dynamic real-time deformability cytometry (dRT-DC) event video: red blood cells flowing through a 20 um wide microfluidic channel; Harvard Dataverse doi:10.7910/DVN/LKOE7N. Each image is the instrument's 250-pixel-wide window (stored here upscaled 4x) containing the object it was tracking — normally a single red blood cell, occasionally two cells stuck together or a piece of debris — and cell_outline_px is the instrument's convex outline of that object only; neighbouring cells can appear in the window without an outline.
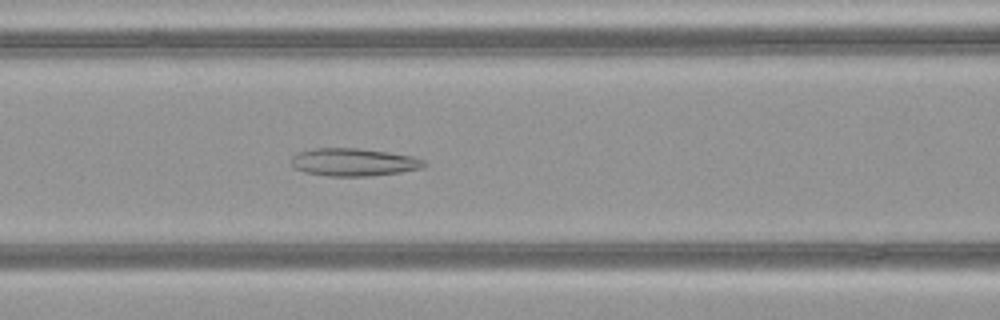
{"species": "common noctule bat (a hibernating species)", "species_latin": "Nyctalus noctula", "temperature_condition": "warm", "stored_images_in_passage": 50, "camera_frame_rate_fps": 3000, "um_per_image_px": 0.085, "animal": {"sex": "female", "body_mass_g": 21.9}, "frame": {"image": 1, "passage_image": 21, "time_ms": 6.667, "image_size_px": [1000, 320], "cell_outline_px": [[428, 164], [424, 168], [400, 172], [372, 176], [328, 176], [304, 172], [296, 168], [292, 164], [292, 156], [296, 152], [312, 148], [360, 148], [388, 152], [412, 156], [424, 160]], "centroid_in_image_um": [30.08, 13.78], "position_along_channel_um": 136.5, "area_um2": 21.68}}
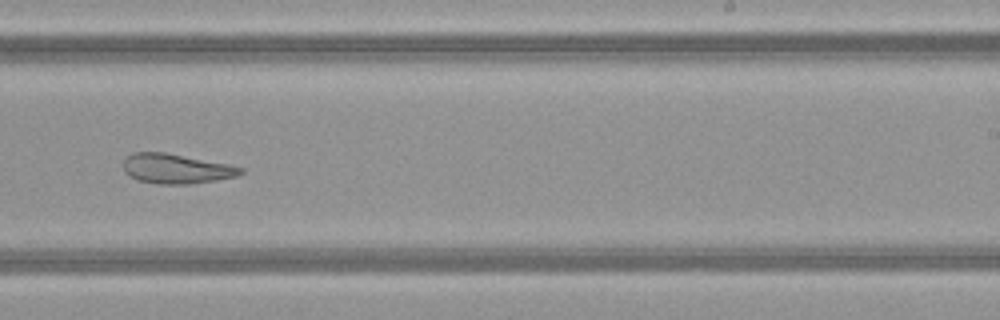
{"frame": {"image": 2, "passage_image": 31, "time_ms": 10.0, "image_size_px": [1000, 320], "cell_outline_px": [[244, 172], [236, 176], [216, 180], [192, 184], [156, 184], [136, 180], [124, 172], [124, 160], [132, 152], [164, 152], [228, 164], [244, 168]], "centroid_in_image_um": [14.96, 14.35], "position_along_channel_um": 274.0, "area_um2": 20.35}}
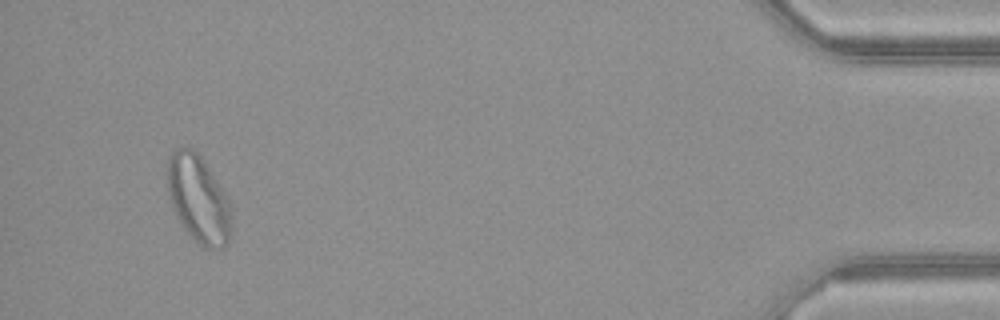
{"frame": {"image": 3, "passage_image": 47, "time_ms": 15.333, "image_size_px": [1000, 320], "cell_outline_px": [[228, 244], [220, 248], [204, 248], [184, 228], [176, 216], [168, 196], [168, 160], [172, 152], [176, 148], [188, 148], [196, 152], [200, 156], [224, 192], [228, 200]], "centroid_in_image_um": [16.81, 16.9], "position_along_channel_um": 418.4, "area_um2": 31.39}}